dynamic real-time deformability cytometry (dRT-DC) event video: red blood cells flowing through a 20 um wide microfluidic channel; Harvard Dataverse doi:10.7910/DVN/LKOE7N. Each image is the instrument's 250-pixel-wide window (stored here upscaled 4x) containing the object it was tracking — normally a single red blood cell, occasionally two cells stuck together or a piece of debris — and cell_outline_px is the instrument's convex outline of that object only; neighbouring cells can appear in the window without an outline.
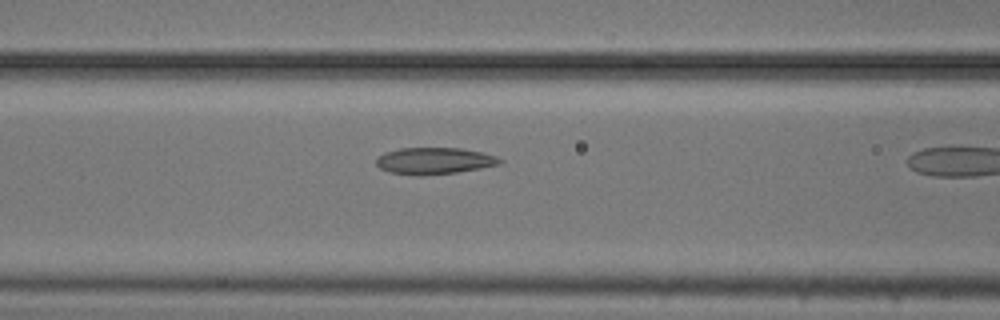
{"species": "common noctule bat (a hibernating species)", "species_latin": "Nyctalus noctula", "temperature_condition": "cold", "stored_images_in_passage": 15, "camera_frame_rate_fps": 3000, "um_per_image_px": 0.085, "animal": {"sex": "male", "body_mass_g": 20.5, "forearm_length_mm": 52.5}, "frame": {"image": 1, "passage_image": 11, "time_ms": 3.333, "image_size_px": [1000, 320], "cell_outline_px": [[504, 160], [500, 164], [480, 168], [456, 172], [420, 176], [416, 176], [388, 172], [380, 168], [376, 164], [376, 156], [384, 152], [400, 148], [460, 148], [480, 152], [496, 156]], "centroid_in_image_um": [36.86, 13.67], "position_along_channel_um": 129.7, "area_um2": 19.31}}